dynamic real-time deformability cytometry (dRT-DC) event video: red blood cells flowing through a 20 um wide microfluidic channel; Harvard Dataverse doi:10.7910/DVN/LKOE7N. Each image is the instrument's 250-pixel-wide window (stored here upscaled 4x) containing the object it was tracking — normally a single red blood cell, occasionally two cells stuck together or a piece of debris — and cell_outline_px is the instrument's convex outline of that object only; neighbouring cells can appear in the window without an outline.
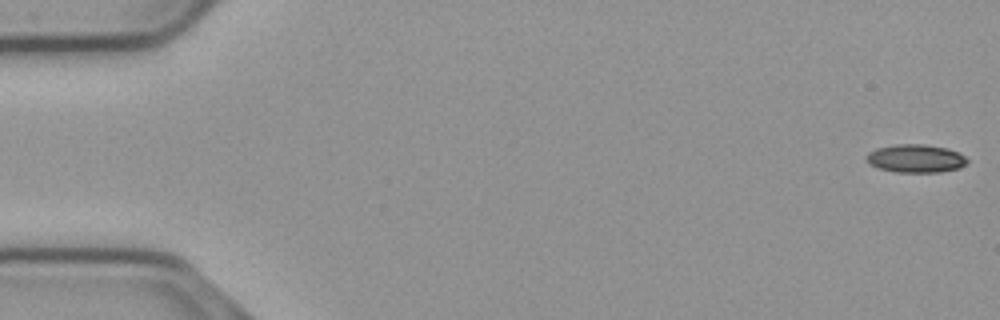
{"species": "common noctule bat (a hibernating species)", "species_latin": "Nyctalus noctula", "temperature_condition": "cold", "stored_images_in_passage": 13, "camera_frame_rate_fps": 3000, "um_per_image_px": 0.085, "animal": {"sex": "male", "body_mass_g": 23.1, "forearm_length_mm": 52.7}, "frame": {"image": 1, "passage_image": 1, "time_ms": 0.0, "image_size_px": [1000, 320], "cell_outline_px": [[968, 160], [960, 168], [940, 172], [896, 172], [880, 168], [868, 164], [864, 160], [868, 152], [876, 148], [896, 144], [924, 144], [948, 148], [964, 156]], "centroid_in_image_um": [77.79, 13.47], "position_along_channel_um": 7.2, "area_um2": 16.59}}